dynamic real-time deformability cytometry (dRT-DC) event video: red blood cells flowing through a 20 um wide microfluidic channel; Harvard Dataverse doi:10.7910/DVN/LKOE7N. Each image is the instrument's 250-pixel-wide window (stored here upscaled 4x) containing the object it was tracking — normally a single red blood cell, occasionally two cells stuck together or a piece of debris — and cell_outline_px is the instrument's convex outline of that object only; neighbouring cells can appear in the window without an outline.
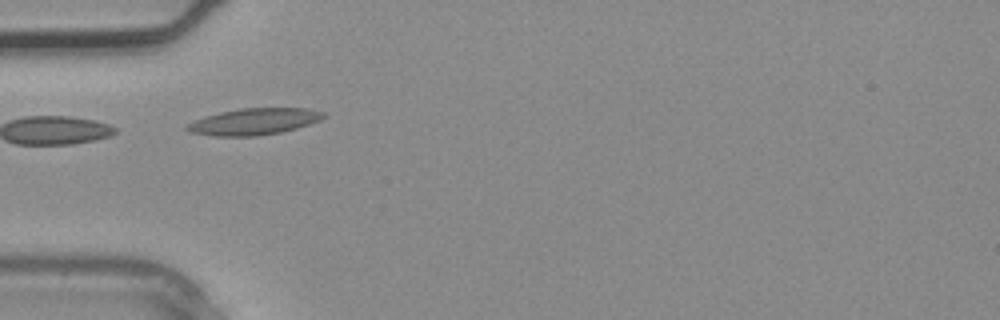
{"species": "common noctule bat (a hibernating species)", "species_latin": "Nyctalus noctula", "temperature_condition": "warm", "stored_images_in_passage": 3, "camera_frame_rate_fps": 3000, "um_per_image_px": 0.085, "animal": {"sex": "male", "body_mass_g": 20.4}, "frame": {"image": 1, "passage_image": 3, "time_ms": 0.667, "image_size_px": [1000, 320], "cell_outline_px": [[328, 116], [320, 120], [296, 128], [280, 132], [256, 136], [212, 136], [188, 132], [184, 128], [188, 124], [196, 120], [220, 112], [240, 108], [308, 108], [324, 112]], "centroid_in_image_um": [21.61, 10.33], "position_along_channel_um": 63.4, "area_um2": 21.04}}